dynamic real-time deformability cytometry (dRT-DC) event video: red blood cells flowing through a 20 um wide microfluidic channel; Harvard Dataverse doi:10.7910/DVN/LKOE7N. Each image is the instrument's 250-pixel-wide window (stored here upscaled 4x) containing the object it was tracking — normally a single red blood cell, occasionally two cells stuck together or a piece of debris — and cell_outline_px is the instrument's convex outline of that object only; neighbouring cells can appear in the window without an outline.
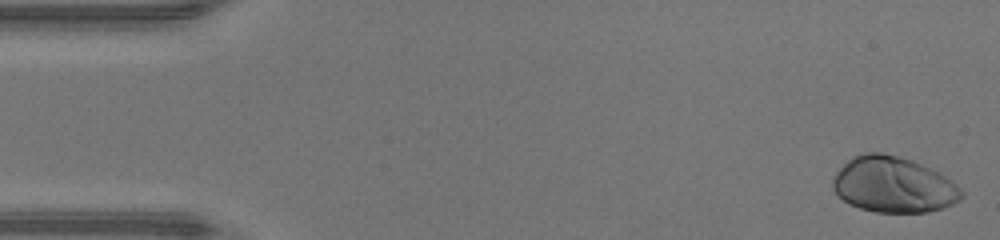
{"species": "human", "species_latin": "Homo sapiens", "temperature_condition": "warm", "stored_images_in_passage": 46, "camera_frame_rate_fps": 3000, "um_per_image_px": 0.085, "donor": {"sex": "male"}, "frame": {"image": 1, "passage_image": 1, "time_ms": 0.0, "image_size_px": [1000, 240], "cell_outline_px": [[964, 196], [960, 200], [944, 208], [928, 212], [876, 212], [860, 208], [848, 204], [832, 188], [832, 176], [852, 156], [864, 152], [880, 152], [912, 160], [940, 172], [956, 184], [964, 192]], "centroid_in_image_um": [75.95, 15.7], "position_along_channel_um": 9.1, "area_um2": 42.02}}
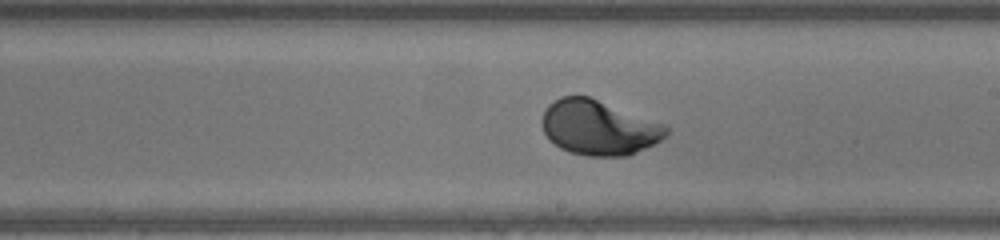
{"frame": {"image": 2, "passage_image": 26, "time_ms": 8.333, "image_size_px": [1000, 240], "cell_outline_px": [[668, 136], [628, 156], [588, 156], [572, 152], [560, 148], [548, 140], [544, 132], [540, 120], [544, 108], [548, 104], [560, 96], [588, 96], [668, 124]], "centroid_in_image_um": [50.88, 10.83], "position_along_channel_um": 238.1, "area_um2": 40.11}}
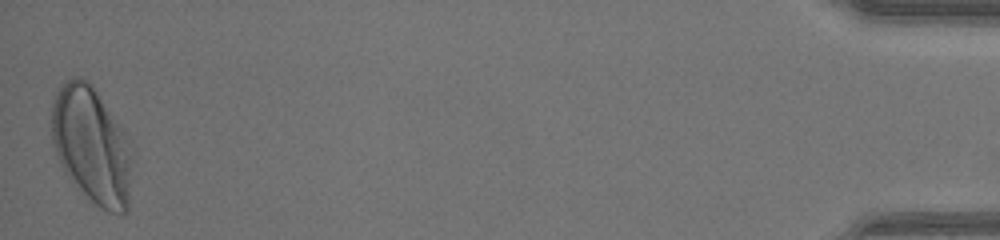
{"frame": {"image": 3, "passage_image": 46, "time_ms": 15.0, "image_size_px": [1000, 240], "cell_outline_px": [[128, 208], [124, 212], [108, 212], [96, 204], [64, 172], [60, 164], [52, 144], [52, 104], [56, 92], [60, 84], [68, 80], [80, 76], [88, 80], [92, 84], [120, 124], [124, 132], [128, 156]], "centroid_in_image_um": [7.71, 12.27], "position_along_channel_um": 427.5, "area_um2": 53.18}, "authors_computed_cell_mechanics": {"area_um2": 39.9976, "velocity_mm_per_s": 4.3813, "shape_relaxation_time_tau1_ms": 1.6344, "shape_relaxation_time_tau2_ms": null, "deformation_change_tau1": 0.1494, "deformation_change_tau2": null}}